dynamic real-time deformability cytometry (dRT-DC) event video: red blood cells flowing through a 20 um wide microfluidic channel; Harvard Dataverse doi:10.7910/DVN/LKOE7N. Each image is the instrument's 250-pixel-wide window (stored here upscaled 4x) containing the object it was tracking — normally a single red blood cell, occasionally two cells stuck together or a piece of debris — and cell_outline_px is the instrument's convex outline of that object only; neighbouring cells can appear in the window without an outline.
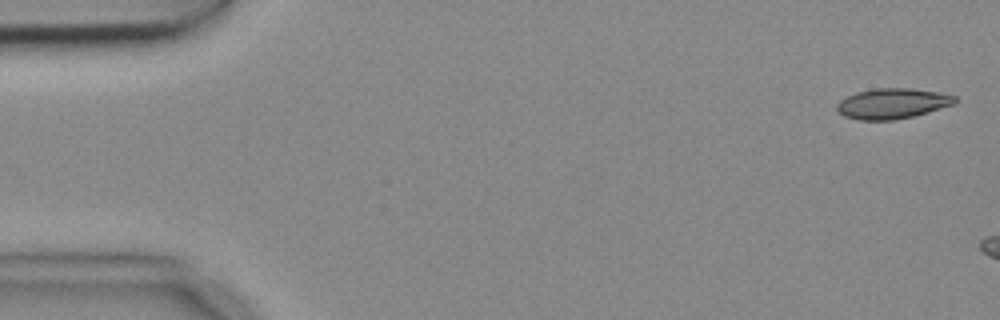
{"species": "common noctule bat (a hibernating species)", "species_latin": "Nyctalus noctula", "temperature_condition": "cold", "stored_images_in_passage": 3, "camera_frame_rate_fps": 3000, "um_per_image_px": 0.085, "animal": {"sex": "female", "body_mass_g": 18.4}, "frame": {"image": 1, "passage_image": 1, "time_ms": 0.0, "image_size_px": [1000, 320], "cell_outline_px": [[960, 100], [956, 104], [928, 112], [912, 116], [892, 120], [860, 120], [844, 116], [836, 108], [836, 104], [840, 100], [856, 92], [876, 88], [912, 88], [940, 92], [956, 96]], "centroid_in_image_um": [75.9, 8.79], "position_along_channel_um": 9.1, "area_um2": 21.04}}